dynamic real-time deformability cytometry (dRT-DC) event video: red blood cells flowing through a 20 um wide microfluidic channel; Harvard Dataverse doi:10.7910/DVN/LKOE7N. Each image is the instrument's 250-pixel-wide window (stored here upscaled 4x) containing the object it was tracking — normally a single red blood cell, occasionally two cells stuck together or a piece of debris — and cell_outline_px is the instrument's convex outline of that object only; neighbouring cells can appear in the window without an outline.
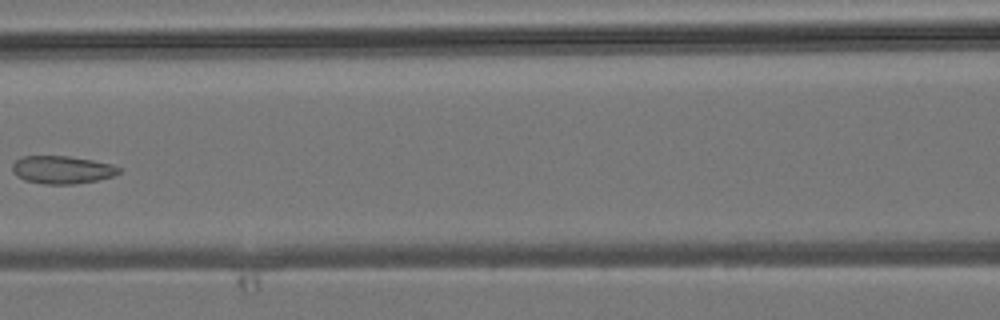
{"species": "common noctule bat (a hibernating species)", "species_latin": "Nyctalus noctula", "temperature_condition": "room temperature", "stored_images_in_passage": 3, "camera_frame_rate_fps": 3000, "um_per_image_px": 0.085, "animal": {"sex": "male", "body_mass_g": 19.2, "forearm_length_mm": 51.8}, "frame": {"image": 1, "passage_image": 3, "time_ms": 2.333, "image_size_px": [1000, 320], "cell_outline_px": [[120, 172], [112, 176], [96, 180], [72, 184], [44, 184], [24, 180], [16, 176], [12, 172], [12, 164], [20, 156], [68, 156], [92, 160], [112, 164], [120, 168]], "centroid_in_image_um": [5.23, 14.42], "position_along_channel_um": 161.4, "area_um2": 17.28}}